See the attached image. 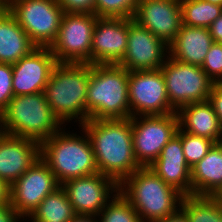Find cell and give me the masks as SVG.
Masks as SVG:
<instances>
[{
    "mask_svg": "<svg viewBox=\"0 0 222 222\" xmlns=\"http://www.w3.org/2000/svg\"><path fill=\"white\" fill-rule=\"evenodd\" d=\"M160 69L165 79L169 103L176 111L184 105L209 99L215 83L200 66L183 63L168 56Z\"/></svg>",
    "mask_w": 222,
    "mask_h": 222,
    "instance_id": "ba28073f",
    "label": "cell"
},
{
    "mask_svg": "<svg viewBox=\"0 0 222 222\" xmlns=\"http://www.w3.org/2000/svg\"><path fill=\"white\" fill-rule=\"evenodd\" d=\"M95 14L64 13L56 40L49 47L57 63L91 64Z\"/></svg>",
    "mask_w": 222,
    "mask_h": 222,
    "instance_id": "9c48e42d",
    "label": "cell"
},
{
    "mask_svg": "<svg viewBox=\"0 0 222 222\" xmlns=\"http://www.w3.org/2000/svg\"><path fill=\"white\" fill-rule=\"evenodd\" d=\"M76 216L65 190L60 186L48 194L25 221L70 222Z\"/></svg>",
    "mask_w": 222,
    "mask_h": 222,
    "instance_id": "cb8c5ba5",
    "label": "cell"
},
{
    "mask_svg": "<svg viewBox=\"0 0 222 222\" xmlns=\"http://www.w3.org/2000/svg\"><path fill=\"white\" fill-rule=\"evenodd\" d=\"M204 1L222 6V0H204Z\"/></svg>",
    "mask_w": 222,
    "mask_h": 222,
    "instance_id": "f35d334b",
    "label": "cell"
},
{
    "mask_svg": "<svg viewBox=\"0 0 222 222\" xmlns=\"http://www.w3.org/2000/svg\"><path fill=\"white\" fill-rule=\"evenodd\" d=\"M40 159V143L0 131V179L10 186Z\"/></svg>",
    "mask_w": 222,
    "mask_h": 222,
    "instance_id": "ac0fdd59",
    "label": "cell"
},
{
    "mask_svg": "<svg viewBox=\"0 0 222 222\" xmlns=\"http://www.w3.org/2000/svg\"><path fill=\"white\" fill-rule=\"evenodd\" d=\"M9 0H0L1 5H5Z\"/></svg>",
    "mask_w": 222,
    "mask_h": 222,
    "instance_id": "60d3db41",
    "label": "cell"
},
{
    "mask_svg": "<svg viewBox=\"0 0 222 222\" xmlns=\"http://www.w3.org/2000/svg\"><path fill=\"white\" fill-rule=\"evenodd\" d=\"M97 218L99 222H141L136 210L119 191Z\"/></svg>",
    "mask_w": 222,
    "mask_h": 222,
    "instance_id": "4316f807",
    "label": "cell"
},
{
    "mask_svg": "<svg viewBox=\"0 0 222 222\" xmlns=\"http://www.w3.org/2000/svg\"><path fill=\"white\" fill-rule=\"evenodd\" d=\"M213 43L208 28L182 25L176 39L169 45V56L201 67Z\"/></svg>",
    "mask_w": 222,
    "mask_h": 222,
    "instance_id": "ffe728a7",
    "label": "cell"
},
{
    "mask_svg": "<svg viewBox=\"0 0 222 222\" xmlns=\"http://www.w3.org/2000/svg\"><path fill=\"white\" fill-rule=\"evenodd\" d=\"M201 68L215 84H222V43H213Z\"/></svg>",
    "mask_w": 222,
    "mask_h": 222,
    "instance_id": "f546056e",
    "label": "cell"
},
{
    "mask_svg": "<svg viewBox=\"0 0 222 222\" xmlns=\"http://www.w3.org/2000/svg\"><path fill=\"white\" fill-rule=\"evenodd\" d=\"M129 71L119 65L91 64L86 111L91 119L131 118Z\"/></svg>",
    "mask_w": 222,
    "mask_h": 222,
    "instance_id": "5b68a950",
    "label": "cell"
},
{
    "mask_svg": "<svg viewBox=\"0 0 222 222\" xmlns=\"http://www.w3.org/2000/svg\"><path fill=\"white\" fill-rule=\"evenodd\" d=\"M181 143L185 160L190 168L197 164L215 144L211 139L181 130Z\"/></svg>",
    "mask_w": 222,
    "mask_h": 222,
    "instance_id": "f1b7e54d",
    "label": "cell"
},
{
    "mask_svg": "<svg viewBox=\"0 0 222 222\" xmlns=\"http://www.w3.org/2000/svg\"><path fill=\"white\" fill-rule=\"evenodd\" d=\"M192 195L216 197L222 190V142L191 168Z\"/></svg>",
    "mask_w": 222,
    "mask_h": 222,
    "instance_id": "603a6c76",
    "label": "cell"
},
{
    "mask_svg": "<svg viewBox=\"0 0 222 222\" xmlns=\"http://www.w3.org/2000/svg\"><path fill=\"white\" fill-rule=\"evenodd\" d=\"M133 19L169 46L183 25L180 0H139Z\"/></svg>",
    "mask_w": 222,
    "mask_h": 222,
    "instance_id": "2e32d148",
    "label": "cell"
},
{
    "mask_svg": "<svg viewBox=\"0 0 222 222\" xmlns=\"http://www.w3.org/2000/svg\"><path fill=\"white\" fill-rule=\"evenodd\" d=\"M139 0H95L98 18H133Z\"/></svg>",
    "mask_w": 222,
    "mask_h": 222,
    "instance_id": "83f0119b",
    "label": "cell"
},
{
    "mask_svg": "<svg viewBox=\"0 0 222 222\" xmlns=\"http://www.w3.org/2000/svg\"><path fill=\"white\" fill-rule=\"evenodd\" d=\"M57 64L49 47H36L12 64L14 96L44 92L53 68Z\"/></svg>",
    "mask_w": 222,
    "mask_h": 222,
    "instance_id": "9a60e30c",
    "label": "cell"
},
{
    "mask_svg": "<svg viewBox=\"0 0 222 222\" xmlns=\"http://www.w3.org/2000/svg\"><path fill=\"white\" fill-rule=\"evenodd\" d=\"M177 114L182 131L211 139L215 143L222 142V127L208 100L184 105Z\"/></svg>",
    "mask_w": 222,
    "mask_h": 222,
    "instance_id": "44dd1931",
    "label": "cell"
},
{
    "mask_svg": "<svg viewBox=\"0 0 222 222\" xmlns=\"http://www.w3.org/2000/svg\"><path fill=\"white\" fill-rule=\"evenodd\" d=\"M64 125L54 115L45 93L14 96L0 115V131L42 143Z\"/></svg>",
    "mask_w": 222,
    "mask_h": 222,
    "instance_id": "8992f818",
    "label": "cell"
},
{
    "mask_svg": "<svg viewBox=\"0 0 222 222\" xmlns=\"http://www.w3.org/2000/svg\"><path fill=\"white\" fill-rule=\"evenodd\" d=\"M25 222V220L16 212L11 203L0 205V222Z\"/></svg>",
    "mask_w": 222,
    "mask_h": 222,
    "instance_id": "836d02e7",
    "label": "cell"
},
{
    "mask_svg": "<svg viewBox=\"0 0 222 222\" xmlns=\"http://www.w3.org/2000/svg\"><path fill=\"white\" fill-rule=\"evenodd\" d=\"M183 25L209 26L222 14V6L204 0H180Z\"/></svg>",
    "mask_w": 222,
    "mask_h": 222,
    "instance_id": "484cf974",
    "label": "cell"
},
{
    "mask_svg": "<svg viewBox=\"0 0 222 222\" xmlns=\"http://www.w3.org/2000/svg\"><path fill=\"white\" fill-rule=\"evenodd\" d=\"M10 203V185L0 179V205Z\"/></svg>",
    "mask_w": 222,
    "mask_h": 222,
    "instance_id": "d590c367",
    "label": "cell"
},
{
    "mask_svg": "<svg viewBox=\"0 0 222 222\" xmlns=\"http://www.w3.org/2000/svg\"><path fill=\"white\" fill-rule=\"evenodd\" d=\"M4 6L37 47L56 40L64 14L57 0H9Z\"/></svg>",
    "mask_w": 222,
    "mask_h": 222,
    "instance_id": "52a82bcc",
    "label": "cell"
},
{
    "mask_svg": "<svg viewBox=\"0 0 222 222\" xmlns=\"http://www.w3.org/2000/svg\"><path fill=\"white\" fill-rule=\"evenodd\" d=\"M129 18H98L93 30L91 64L118 65L126 54Z\"/></svg>",
    "mask_w": 222,
    "mask_h": 222,
    "instance_id": "e0dca14e",
    "label": "cell"
},
{
    "mask_svg": "<svg viewBox=\"0 0 222 222\" xmlns=\"http://www.w3.org/2000/svg\"><path fill=\"white\" fill-rule=\"evenodd\" d=\"M80 126L90 139L99 173L120 184L141 167L135 159L131 118L91 119Z\"/></svg>",
    "mask_w": 222,
    "mask_h": 222,
    "instance_id": "6da1fadb",
    "label": "cell"
},
{
    "mask_svg": "<svg viewBox=\"0 0 222 222\" xmlns=\"http://www.w3.org/2000/svg\"><path fill=\"white\" fill-rule=\"evenodd\" d=\"M208 101L213 106L222 127V84H215L210 91Z\"/></svg>",
    "mask_w": 222,
    "mask_h": 222,
    "instance_id": "d6a6232c",
    "label": "cell"
},
{
    "mask_svg": "<svg viewBox=\"0 0 222 222\" xmlns=\"http://www.w3.org/2000/svg\"><path fill=\"white\" fill-rule=\"evenodd\" d=\"M119 192L136 210L141 222H157L173 215L184 197L149 167H140L126 177L119 184Z\"/></svg>",
    "mask_w": 222,
    "mask_h": 222,
    "instance_id": "277c9868",
    "label": "cell"
},
{
    "mask_svg": "<svg viewBox=\"0 0 222 222\" xmlns=\"http://www.w3.org/2000/svg\"><path fill=\"white\" fill-rule=\"evenodd\" d=\"M208 29L214 42L222 43V14L209 26Z\"/></svg>",
    "mask_w": 222,
    "mask_h": 222,
    "instance_id": "e575fe53",
    "label": "cell"
},
{
    "mask_svg": "<svg viewBox=\"0 0 222 222\" xmlns=\"http://www.w3.org/2000/svg\"><path fill=\"white\" fill-rule=\"evenodd\" d=\"M64 13L94 14L95 0H57Z\"/></svg>",
    "mask_w": 222,
    "mask_h": 222,
    "instance_id": "1f68e13d",
    "label": "cell"
},
{
    "mask_svg": "<svg viewBox=\"0 0 222 222\" xmlns=\"http://www.w3.org/2000/svg\"><path fill=\"white\" fill-rule=\"evenodd\" d=\"M180 210L188 222H222V204L212 196H184Z\"/></svg>",
    "mask_w": 222,
    "mask_h": 222,
    "instance_id": "d4e9b609",
    "label": "cell"
},
{
    "mask_svg": "<svg viewBox=\"0 0 222 222\" xmlns=\"http://www.w3.org/2000/svg\"><path fill=\"white\" fill-rule=\"evenodd\" d=\"M135 159L141 167H149L160 155L179 128L177 112L168 115L131 117Z\"/></svg>",
    "mask_w": 222,
    "mask_h": 222,
    "instance_id": "30bf717a",
    "label": "cell"
},
{
    "mask_svg": "<svg viewBox=\"0 0 222 222\" xmlns=\"http://www.w3.org/2000/svg\"><path fill=\"white\" fill-rule=\"evenodd\" d=\"M216 198L220 201V203L222 204V190L218 193V195L216 196Z\"/></svg>",
    "mask_w": 222,
    "mask_h": 222,
    "instance_id": "ab89813d",
    "label": "cell"
},
{
    "mask_svg": "<svg viewBox=\"0 0 222 222\" xmlns=\"http://www.w3.org/2000/svg\"><path fill=\"white\" fill-rule=\"evenodd\" d=\"M70 222H99L97 216L76 215Z\"/></svg>",
    "mask_w": 222,
    "mask_h": 222,
    "instance_id": "74e56055",
    "label": "cell"
},
{
    "mask_svg": "<svg viewBox=\"0 0 222 222\" xmlns=\"http://www.w3.org/2000/svg\"><path fill=\"white\" fill-rule=\"evenodd\" d=\"M169 56V46L149 30L129 18L126 54L118 64L126 70L160 69Z\"/></svg>",
    "mask_w": 222,
    "mask_h": 222,
    "instance_id": "5bb4252c",
    "label": "cell"
},
{
    "mask_svg": "<svg viewBox=\"0 0 222 222\" xmlns=\"http://www.w3.org/2000/svg\"><path fill=\"white\" fill-rule=\"evenodd\" d=\"M157 222H188V220H187L185 214L179 209L173 215L162 218L161 220H159Z\"/></svg>",
    "mask_w": 222,
    "mask_h": 222,
    "instance_id": "8d00e7d4",
    "label": "cell"
},
{
    "mask_svg": "<svg viewBox=\"0 0 222 222\" xmlns=\"http://www.w3.org/2000/svg\"><path fill=\"white\" fill-rule=\"evenodd\" d=\"M149 168L184 196L192 195L191 168L183 153L180 128Z\"/></svg>",
    "mask_w": 222,
    "mask_h": 222,
    "instance_id": "d6986e66",
    "label": "cell"
},
{
    "mask_svg": "<svg viewBox=\"0 0 222 222\" xmlns=\"http://www.w3.org/2000/svg\"><path fill=\"white\" fill-rule=\"evenodd\" d=\"M78 127L80 131L72 132L67 130L70 127L63 126L40 144V158L60 185L70 179L99 173L90 139L86 131Z\"/></svg>",
    "mask_w": 222,
    "mask_h": 222,
    "instance_id": "7a4b0ae2",
    "label": "cell"
},
{
    "mask_svg": "<svg viewBox=\"0 0 222 222\" xmlns=\"http://www.w3.org/2000/svg\"><path fill=\"white\" fill-rule=\"evenodd\" d=\"M37 46L9 10L0 7V63L15 64Z\"/></svg>",
    "mask_w": 222,
    "mask_h": 222,
    "instance_id": "7402d4cb",
    "label": "cell"
},
{
    "mask_svg": "<svg viewBox=\"0 0 222 222\" xmlns=\"http://www.w3.org/2000/svg\"><path fill=\"white\" fill-rule=\"evenodd\" d=\"M89 63H58L44 93L54 115L64 126L88 121L86 96L90 78ZM72 122V123H71Z\"/></svg>",
    "mask_w": 222,
    "mask_h": 222,
    "instance_id": "3957f363",
    "label": "cell"
},
{
    "mask_svg": "<svg viewBox=\"0 0 222 222\" xmlns=\"http://www.w3.org/2000/svg\"><path fill=\"white\" fill-rule=\"evenodd\" d=\"M65 190L76 215L98 216L119 191V184L101 173L67 180Z\"/></svg>",
    "mask_w": 222,
    "mask_h": 222,
    "instance_id": "4fadbf2b",
    "label": "cell"
},
{
    "mask_svg": "<svg viewBox=\"0 0 222 222\" xmlns=\"http://www.w3.org/2000/svg\"><path fill=\"white\" fill-rule=\"evenodd\" d=\"M12 64L0 63V115L14 97Z\"/></svg>",
    "mask_w": 222,
    "mask_h": 222,
    "instance_id": "4dcf8cb0",
    "label": "cell"
},
{
    "mask_svg": "<svg viewBox=\"0 0 222 222\" xmlns=\"http://www.w3.org/2000/svg\"><path fill=\"white\" fill-rule=\"evenodd\" d=\"M61 185L40 158L10 186V203L26 220L40 202Z\"/></svg>",
    "mask_w": 222,
    "mask_h": 222,
    "instance_id": "7c38bea8",
    "label": "cell"
},
{
    "mask_svg": "<svg viewBox=\"0 0 222 222\" xmlns=\"http://www.w3.org/2000/svg\"><path fill=\"white\" fill-rule=\"evenodd\" d=\"M128 97L131 117L177 112L169 103L161 69L130 71Z\"/></svg>",
    "mask_w": 222,
    "mask_h": 222,
    "instance_id": "8fae6325",
    "label": "cell"
}]
</instances>
